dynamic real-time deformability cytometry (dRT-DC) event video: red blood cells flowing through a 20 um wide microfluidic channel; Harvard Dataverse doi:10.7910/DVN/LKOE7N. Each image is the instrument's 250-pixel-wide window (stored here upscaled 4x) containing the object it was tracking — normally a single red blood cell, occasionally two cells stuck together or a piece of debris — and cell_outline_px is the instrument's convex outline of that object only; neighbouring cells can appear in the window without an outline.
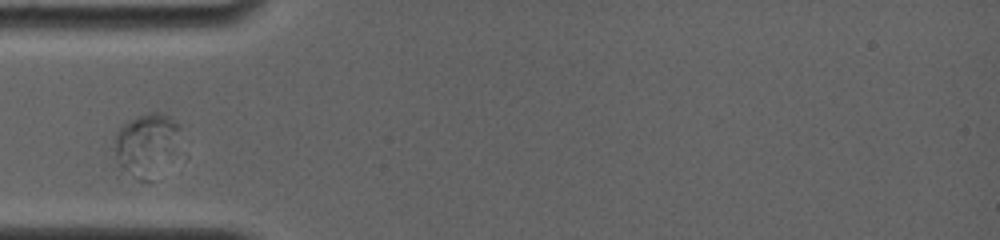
{"species": "common noctule bat (a hibernating species)", "species_latin": "Nyctalus noctula", "temperature_condition": "room temperature", "stored_images_in_passage": 7, "segment_of_instrument_passage": [2, 3], "camera_frame_rate_fps": 4000, "um_per_image_px": 0.085, "animal": {"sex": "female", "body_mass_g": 19.0, "forearm_length_mm": 56.7}, "frame": {"image": 1, "passage_image": 2, "time_ms": 1.0, "image_size_px": [1000, 240], "cell_outline_px": [[180, 128], [124, 164], [120, 164], [116, 152], [116, 132], [124, 124], [148, 112], [160, 112], [168, 116], [180, 124]], "centroid_in_image_um": [12.15, 11.43], "position_along_channel_um": 72.8, "area_um2": 13.81}}